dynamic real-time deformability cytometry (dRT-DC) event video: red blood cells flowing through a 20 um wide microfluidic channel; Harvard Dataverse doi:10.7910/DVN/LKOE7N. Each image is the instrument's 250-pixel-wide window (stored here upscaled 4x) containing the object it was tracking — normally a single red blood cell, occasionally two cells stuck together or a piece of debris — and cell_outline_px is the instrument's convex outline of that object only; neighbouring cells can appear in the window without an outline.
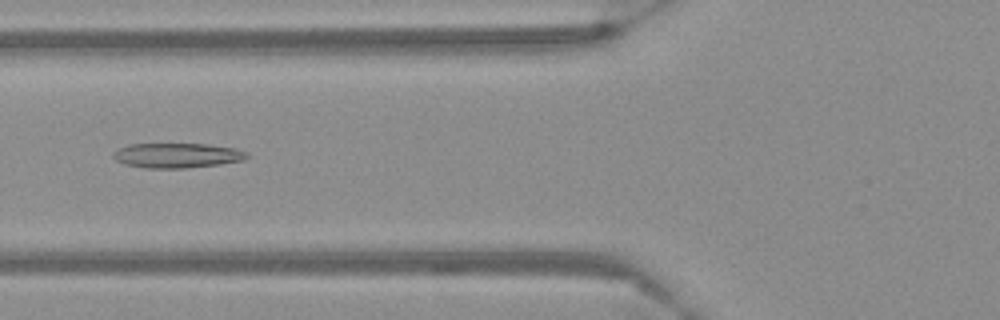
{"species": "Egyptian fruit bat (a non-hibernating species)", "species_latin": "Rousettus aegyptiacus", "temperature_condition": "warm", "stored_images_in_passage": 45, "camera_frame_rate_fps": 3000, "um_per_image_px": 0.085, "frame": {"image": 1, "passage_image": 11, "time_ms": 3.333, "image_size_px": [1000, 320], "cell_outline_px": [[248, 156], [244, 160], [220, 164], [184, 168], [144, 168], [124, 164], [116, 160], [112, 156], [112, 152], [116, 148], [128, 144], [208, 144], [236, 148], [248, 152]], "centroid_in_image_um": [15.02, 13.21], "position_along_channel_um": 110.8, "area_um2": 19.54}}
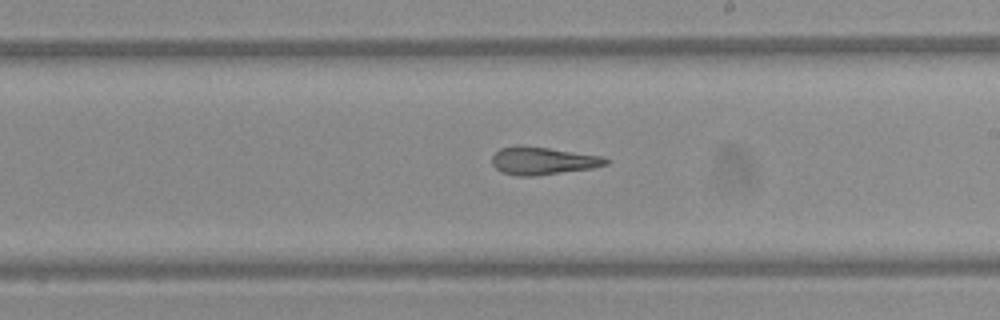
{"frame": {"image": 2, "passage_image": 22, "time_ms": 7.0, "image_size_px": [1000, 320], "cell_outline_px": [[612, 160], [608, 164], [592, 168], [532, 176], [516, 176], [500, 172], [492, 164], [492, 156], [500, 148], [516, 144], [548, 148], [604, 156]], "centroid_in_image_um": [46.13, 13.66], "position_along_channel_um": 242.9, "area_um2": 18.55}}
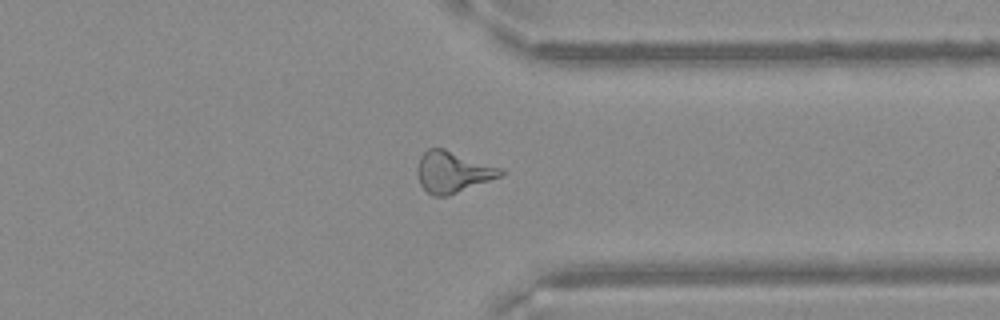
{"frame": {"image": 3, "passage_image": 33, "time_ms": 10.667, "image_size_px": [1000, 320], "cell_outline_px": [[504, 172], [500, 176], [448, 196], [432, 196], [420, 184], [416, 172], [416, 168], [420, 156], [428, 148], [444, 148], [504, 168]], "centroid_in_image_um": [38.47, 14.6], "position_along_channel_um": 372.9, "area_um2": 20.11}}